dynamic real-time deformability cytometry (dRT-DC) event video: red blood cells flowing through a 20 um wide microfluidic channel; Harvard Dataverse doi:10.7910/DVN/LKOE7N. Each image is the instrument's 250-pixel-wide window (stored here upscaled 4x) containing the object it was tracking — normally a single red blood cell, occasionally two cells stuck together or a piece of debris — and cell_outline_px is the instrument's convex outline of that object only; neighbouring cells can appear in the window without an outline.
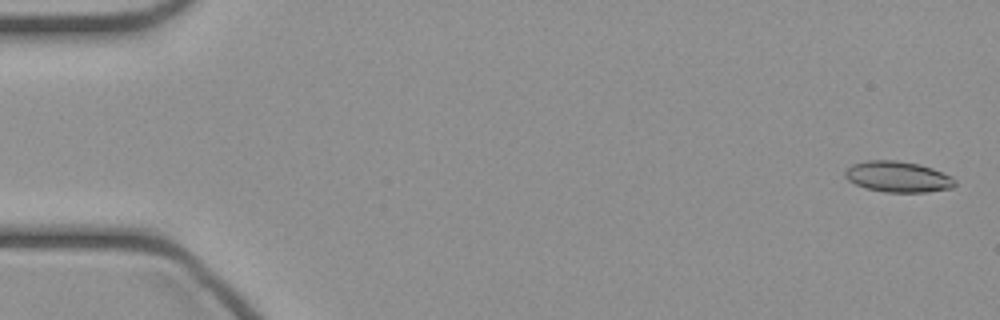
{"species": "common noctule bat (a hibernating species)", "species_latin": "Nyctalus noctula", "temperature_condition": "cold", "stored_images_in_passage": 48, "camera_frame_rate_fps": 3000, "um_per_image_px": 0.085, "animal": {"sex": "female", "body_mass_g": 21.9}, "frame": {"image": 1, "passage_image": 2, "time_ms": 0.333, "image_size_px": [1000, 320], "cell_outline_px": [[956, 184], [952, 188], [924, 192], [884, 192], [864, 188], [848, 180], [844, 176], [844, 172], [852, 164], [868, 160], [896, 160], [920, 164], [932, 168], [952, 176], [956, 180]], "centroid_in_image_um": [76.32, 15.02], "position_along_channel_um": 8.7, "area_um2": 19.88}}
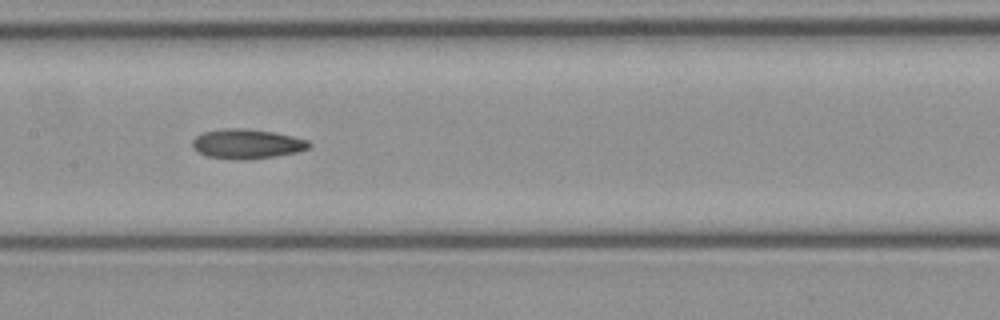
{"frame": {"image": 2, "passage_image": 24, "time_ms": 7.667, "image_size_px": [1000, 320], "cell_outline_px": [[312, 144], [308, 148], [296, 152], [276, 156], [240, 160], [236, 160], [208, 156], [192, 148], [192, 140], [196, 136], [204, 132], [224, 128], [248, 128], [272, 132], [292, 136], [308, 140]], "centroid_in_image_um": [20.98, 12.22], "position_along_channel_um": 186.4, "area_um2": 20.06}}
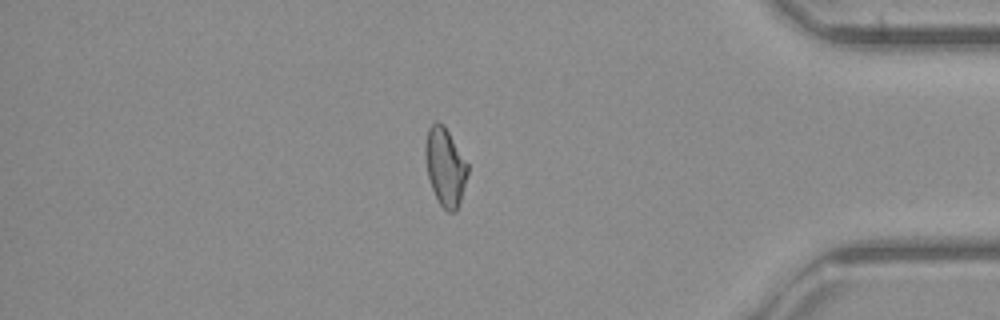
{"frame": {"image": 3, "passage_image": 41, "time_ms": 13.333, "image_size_px": [1000, 320], "cell_outline_px": [[468, 172], [460, 200], [456, 212], [448, 212], [440, 204], [432, 188], [428, 176], [424, 152], [424, 148], [428, 128], [436, 120], [444, 124], [468, 164]], "centroid_in_image_um": [37.83, 14.14], "position_along_channel_um": 397.4, "area_um2": 19.13}}